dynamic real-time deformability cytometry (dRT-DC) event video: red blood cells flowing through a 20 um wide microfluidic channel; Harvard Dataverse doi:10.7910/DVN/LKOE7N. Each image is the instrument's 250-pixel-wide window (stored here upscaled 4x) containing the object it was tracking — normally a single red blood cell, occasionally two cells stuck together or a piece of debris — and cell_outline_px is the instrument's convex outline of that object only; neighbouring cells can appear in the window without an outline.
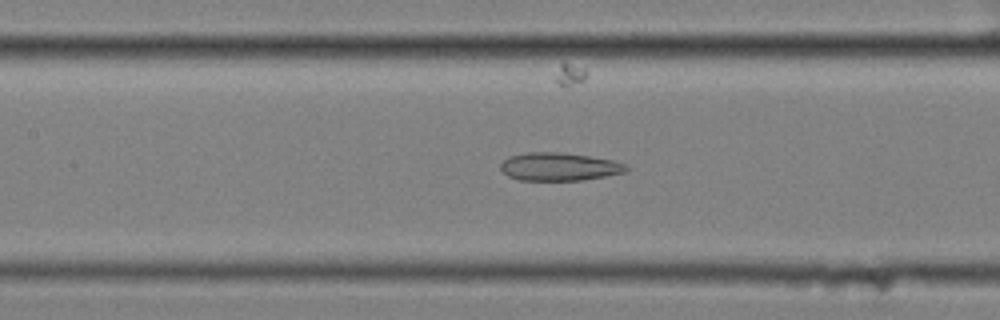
{"species": "common noctule bat (a hibernating species)", "species_latin": "Nyctalus noctula", "temperature_condition": "cold", "stored_images_in_passage": 57, "camera_frame_rate_fps": 3000, "um_per_image_px": 0.085, "animal": {"sex": "female", "body_mass_g": 25.1}, "frame": {"image": 1, "passage_image": 26, "time_ms": 8.333, "image_size_px": [1000, 320], "cell_outline_px": [[628, 168], [624, 172], [604, 176], [580, 180], [520, 180], [508, 176], [500, 168], [500, 164], [508, 156], [528, 152], [560, 152], [588, 156], [612, 160], [624, 164]], "centroid_in_image_um": [47.47, 14.16], "position_along_channel_um": 159.9, "area_um2": 20.29}}
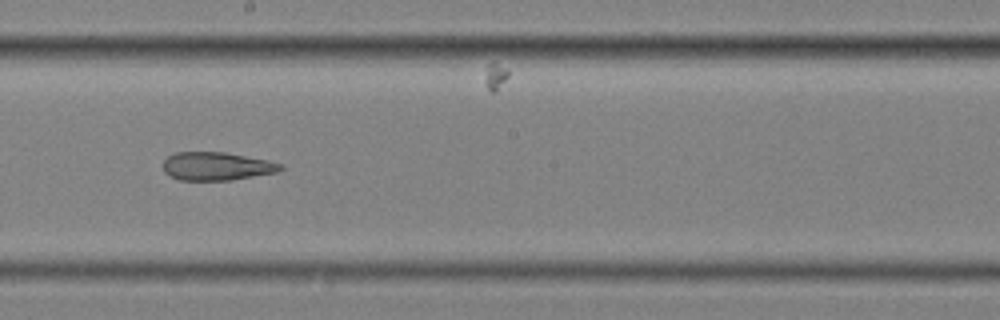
{"frame": {"image": 2, "passage_image": 32, "time_ms": 10.333, "image_size_px": [1000, 320], "cell_outline_px": [[284, 168], [276, 172], [232, 180], [180, 180], [168, 176], [164, 172], [164, 160], [168, 156], [176, 152], [224, 152], [268, 160], [284, 164]], "centroid_in_image_um": [18.41, 14.13], "position_along_channel_um": 229.8, "area_um2": 19.36}}
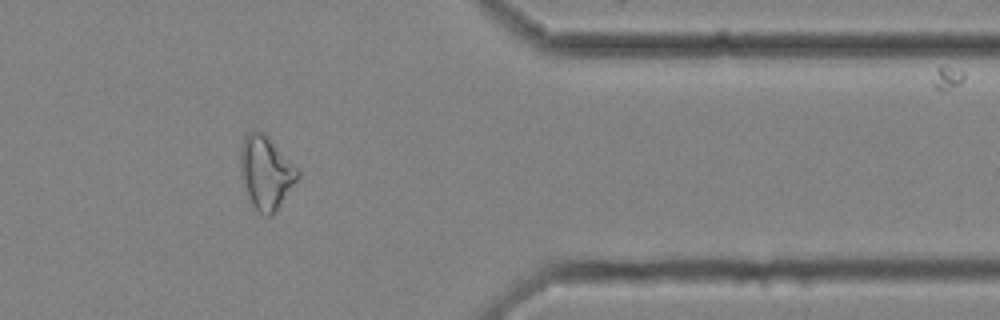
{"frame": {"image": 3, "passage_image": 47, "time_ms": 15.333, "image_size_px": [1000, 320], "cell_outline_px": [[300, 176], [276, 212], [272, 216], [264, 216], [252, 204], [244, 180], [240, 160], [240, 148], [244, 136], [252, 128], [264, 132], [268, 136], [300, 172]], "centroid_in_image_um": [22.62, 14.63], "position_along_channel_um": 388.8, "area_um2": 24.04}, "authors_computed_cell_mechanics": {"area_um2": 24.7384, "velocity_mm_per_s": 3.5079, "shape_relaxation_time_tau1_ms": null, "shape_relaxation_time_tau2_ms": 4.3843, "deformation_change_tau1": null, "deformation_change_tau2": 0.1321}}